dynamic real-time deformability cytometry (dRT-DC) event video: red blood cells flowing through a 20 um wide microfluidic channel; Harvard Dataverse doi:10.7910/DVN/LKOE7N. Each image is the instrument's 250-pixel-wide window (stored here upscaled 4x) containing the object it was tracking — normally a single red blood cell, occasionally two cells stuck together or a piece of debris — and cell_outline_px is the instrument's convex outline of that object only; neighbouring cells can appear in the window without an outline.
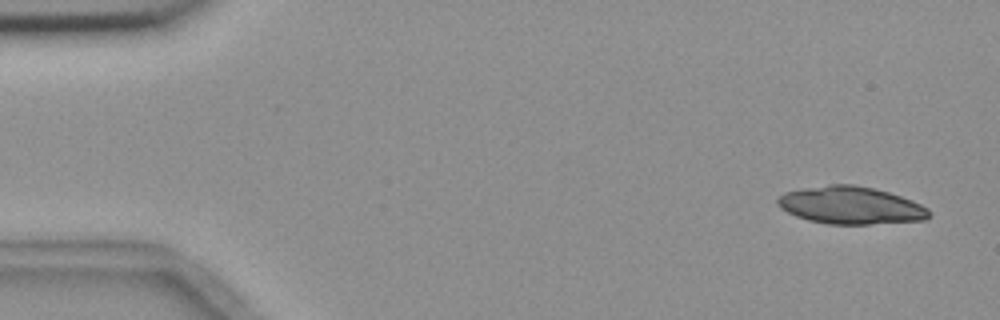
{"species": "common noctule bat (a hibernating species)", "species_latin": "Nyctalus noctula", "temperature_condition": "room temperature", "stored_images_in_passage": 6, "camera_frame_rate_fps": 3000, "um_per_image_px": 0.085, "animal": {"sex": "female", "body_mass_g": 18.4}, "frame": {"image": 1, "passage_image": 1, "time_ms": 0.0, "image_size_px": [1000, 320], "cell_outline_px": [[928, 216], [924, 220], [868, 224], [828, 224], [808, 220], [796, 216], [780, 208], [776, 204], [776, 200], [784, 192], [800, 188], [828, 184], [852, 184], [872, 188], [888, 192], [912, 200], [928, 208]], "centroid_in_image_um": [72.25, 17.44], "position_along_channel_um": 12.7, "area_um2": 33.06}}